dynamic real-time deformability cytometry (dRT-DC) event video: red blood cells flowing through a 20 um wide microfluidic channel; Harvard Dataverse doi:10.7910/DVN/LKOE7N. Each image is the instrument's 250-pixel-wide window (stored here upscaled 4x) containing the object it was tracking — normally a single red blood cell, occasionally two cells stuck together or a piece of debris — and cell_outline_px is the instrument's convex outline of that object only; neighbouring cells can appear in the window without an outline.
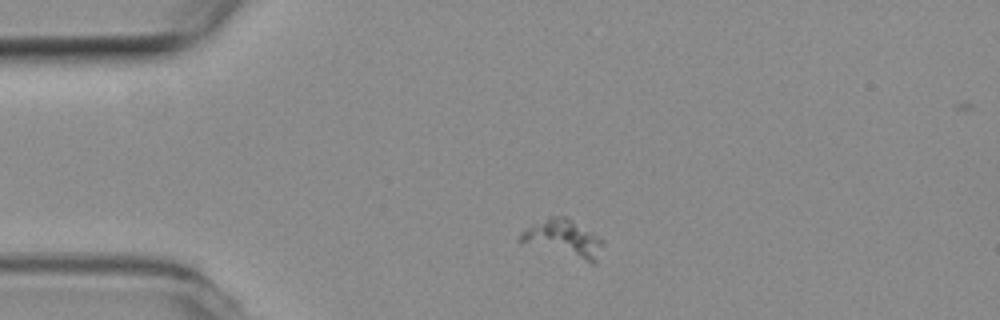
{"species": "common noctule bat (a hibernating species)", "species_latin": "Nyctalus noctula", "temperature_condition": "room temperature", "stored_images_in_passage": 3, "camera_frame_rate_fps": 3000, "um_per_image_px": 0.085, "animal": {"sex": "female", "body_mass_g": 19.3, "forearm_length_mm": 54.1}, "frame": {"image": 1, "passage_image": 1, "time_ms": 0.0, "image_size_px": [1000, 320], "cell_outline_px": [[604, 244], [596, 264], [592, 264], [520, 244], [516, 240], [520, 232], [532, 224], [548, 216], [564, 216], [592, 232], [604, 240]], "centroid_in_image_um": [47.84, 20.32], "position_along_channel_um": 37.2, "area_um2": 18.67}}